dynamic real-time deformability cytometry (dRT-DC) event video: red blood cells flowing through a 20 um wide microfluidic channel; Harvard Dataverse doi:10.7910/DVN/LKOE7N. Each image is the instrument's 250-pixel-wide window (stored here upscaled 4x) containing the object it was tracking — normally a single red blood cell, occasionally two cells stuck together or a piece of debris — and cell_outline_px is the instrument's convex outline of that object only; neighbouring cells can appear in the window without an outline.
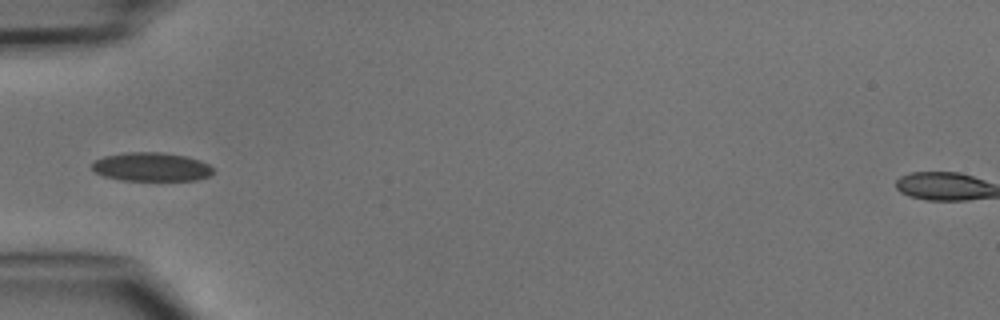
{"species": "common noctule bat (a hibernating species)", "species_latin": "Nyctalus noctula", "temperature_condition": "cold", "stored_images_in_passage": 4, "camera_frame_rate_fps": 3000, "um_per_image_px": 0.085, "animal": {"sex": "male", "body_mass_g": 15.6}, "frame": {"image": 1, "passage_image": 4, "time_ms": 3.333, "image_size_px": [1000, 320], "cell_outline_px": [[216, 172], [208, 176], [196, 180], [120, 180], [104, 176], [96, 172], [92, 168], [92, 164], [96, 160], [104, 156], [124, 152], [160, 152], [184, 156], [200, 160], [208, 164]], "centroid_in_image_um": [12.87, 14.18], "position_along_channel_um": 72.1, "area_um2": 20.23}}